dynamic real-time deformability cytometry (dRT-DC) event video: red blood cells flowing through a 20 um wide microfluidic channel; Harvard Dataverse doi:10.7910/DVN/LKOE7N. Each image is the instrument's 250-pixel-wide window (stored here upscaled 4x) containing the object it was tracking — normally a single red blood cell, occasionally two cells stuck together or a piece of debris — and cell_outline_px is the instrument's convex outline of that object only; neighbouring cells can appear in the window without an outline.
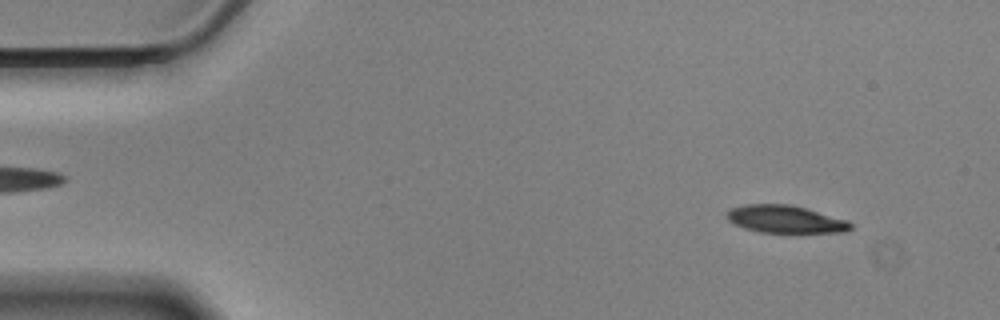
{"species": "Egyptian fruit bat (a non-hibernating species)", "species_latin": "Rousettus aegyptiacus", "temperature_condition": "cold", "stored_images_in_passage": 56, "camera_frame_rate_fps": 3000, "um_per_image_px": 0.085, "animal": {"sex": "male"}, "frame": {"image": 1, "passage_image": 5, "time_ms": 1.333, "image_size_px": [1000, 320], "cell_outline_px": [[852, 228], [844, 232], [760, 232], [744, 228], [732, 224], [728, 220], [728, 212], [732, 208], [744, 204], [792, 204], [848, 220], [852, 224]], "centroid_in_image_um": [66.76, 18.62], "position_along_channel_um": 18.2, "area_um2": 19.83}}
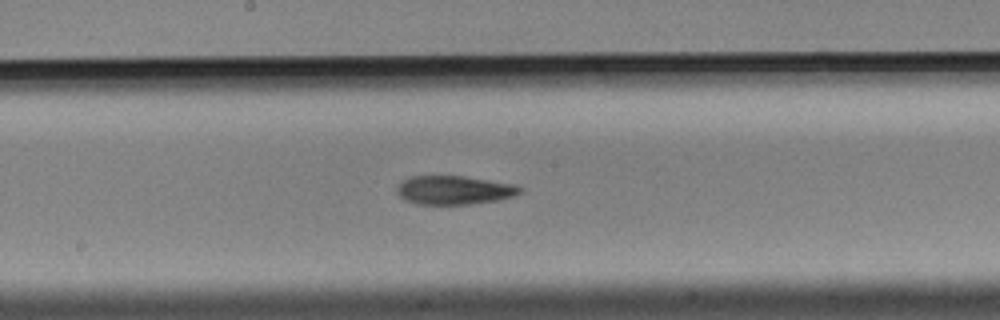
{"frame": {"image": 2, "passage_image": 29, "time_ms": 9.333, "image_size_px": [1000, 320], "cell_outline_px": [[524, 188], [520, 192], [512, 196], [496, 200], [472, 204], [416, 204], [404, 200], [396, 192], [396, 188], [404, 180], [412, 176], [464, 176], [512, 184]], "centroid_in_image_um": [38.57, 16.16], "position_along_channel_um": 209.6, "area_um2": 20.4}}
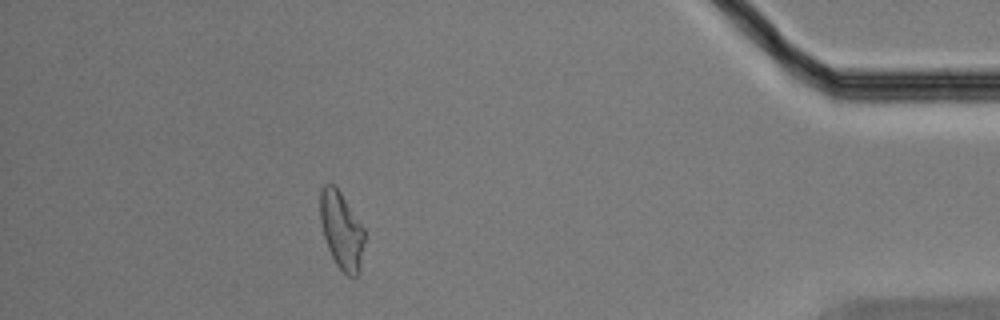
{"frame": {"image": 3, "passage_image": 50, "time_ms": 16.333, "image_size_px": [1000, 320], "cell_outline_px": [[364, 240], [360, 272], [356, 276], [348, 276], [336, 264], [328, 248], [324, 236], [320, 220], [320, 192], [324, 184], [336, 184], [364, 228]], "centroid_in_image_um": [29.03, 19.55], "position_along_channel_um": 406.2, "area_um2": 20.0}, "authors_computed_cell_mechanics": {"area_um2": 20.8369, "velocity_mm_per_s": 3.513, "shape_relaxation_time_tau1_ms": 6.5823, "shape_relaxation_time_tau2_ms": 6.0043, "deformation_change_tau1": 0.1592, "deformation_change_tau2": 0.1443}}